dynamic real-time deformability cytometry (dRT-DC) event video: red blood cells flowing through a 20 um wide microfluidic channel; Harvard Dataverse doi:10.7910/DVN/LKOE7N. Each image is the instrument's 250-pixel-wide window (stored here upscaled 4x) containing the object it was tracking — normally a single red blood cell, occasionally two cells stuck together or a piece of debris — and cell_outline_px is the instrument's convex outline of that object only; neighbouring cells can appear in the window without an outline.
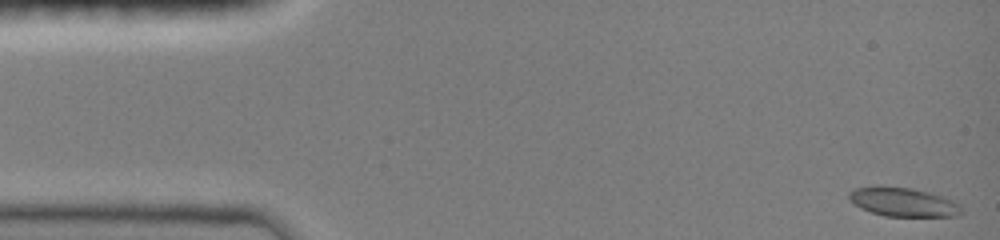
{"species": "common noctule bat (a hibernating species)", "species_latin": "Nyctalus noctula", "temperature_condition": "room temperature", "stored_images_in_passage": 46, "camera_frame_rate_fps": 3000, "um_per_image_px": 0.085, "animal": {"sex": "female", "body_mass_g": 19.0, "forearm_length_mm": 51.5}, "frame": {"image": 1, "passage_image": 1, "time_ms": 0.0, "image_size_px": [1000, 240], "cell_outline_px": [[964, 212], [960, 216], [884, 216], [860, 208], [848, 196], [848, 192], [856, 188], [876, 184], [880, 184], [912, 188], [944, 196], [960, 204]], "centroid_in_image_um": [76.79, 17.15], "position_along_channel_um": 8.2, "area_um2": 19.36}}
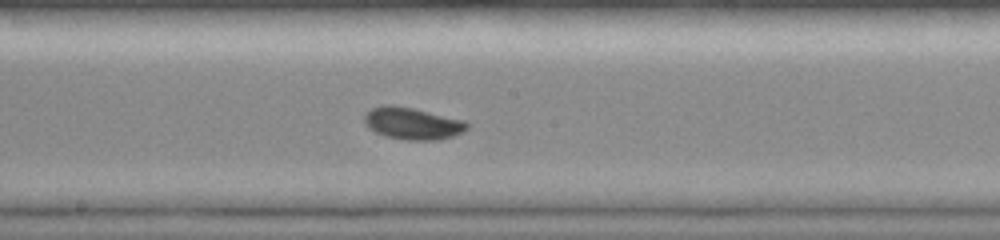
{"frame": {"image": 2, "passage_image": 25, "time_ms": 8.0, "image_size_px": [1000, 240], "cell_outline_px": [[468, 128], [452, 136], [436, 140], [408, 140], [384, 136], [368, 128], [364, 124], [364, 116], [372, 108], [384, 104], [392, 104], [412, 108], [464, 120], [468, 124]], "centroid_in_image_um": [35.01, 10.49], "position_along_channel_um": 213.2, "area_um2": 19.02}}
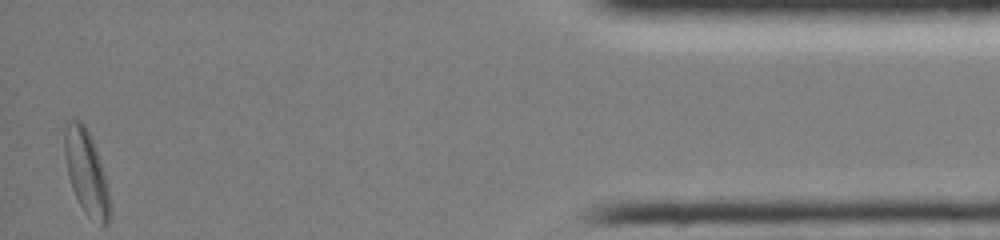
{"frame": {"image": 3, "passage_image": 46, "time_ms": 15.0, "image_size_px": [1000, 240], "cell_outline_px": [[112, 212], [108, 224], [100, 224], [88, 216], [84, 212], [72, 188], [68, 176], [64, 156], [64, 120], [80, 120], [84, 124], [92, 140], [108, 184]], "centroid_in_image_um": [7.34, 14.65], "position_along_channel_um": 427.9, "area_um2": 22.43}, "authors_computed_cell_mechanics": {"area_um2": 18.5249, "velocity_mm_per_s": 4.027, "shape_relaxation_time_tau1_ms": 2.6408, "shape_relaxation_time_tau2_ms": 3.135, "deformation_change_tau1": 0.1263, "deformation_change_tau2": 0.059}}